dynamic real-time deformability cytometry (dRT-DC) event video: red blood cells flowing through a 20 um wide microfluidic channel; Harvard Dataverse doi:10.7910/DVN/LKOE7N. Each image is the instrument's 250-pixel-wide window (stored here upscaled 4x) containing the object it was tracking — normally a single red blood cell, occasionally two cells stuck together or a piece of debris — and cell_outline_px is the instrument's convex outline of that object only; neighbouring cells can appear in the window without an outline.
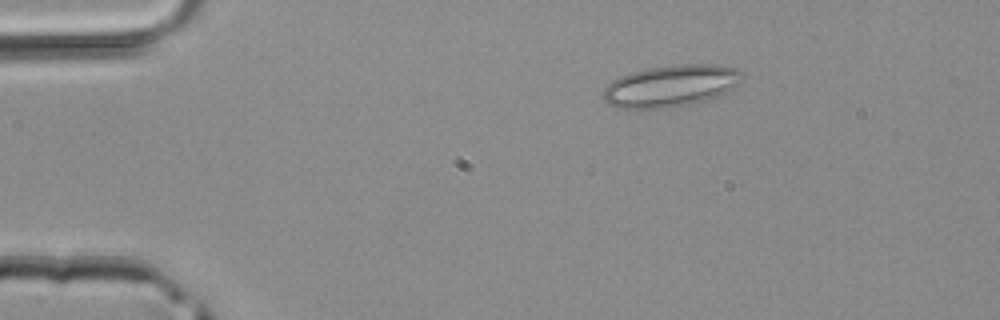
{"species": "common noctule bat (a hibernating species)", "species_latin": "Nyctalus noctula", "temperature_condition": "room temperature", "stored_images_in_passage": 3, "segment_of_instrument_passage": [1, 2], "camera_frame_rate_fps": 3000, "um_per_image_px": 0.085, "animal": {"sex": "male", "body_mass_g": 20.4}, "frame": {"image": 1, "passage_image": 1, "time_ms": 0.0, "image_size_px": [1000, 320], "cell_outline_px": [[744, 80], [740, 84], [716, 96], [692, 104], [676, 108], [636, 112], [616, 108], [608, 104], [604, 100], [604, 88], [612, 80], [620, 76], [632, 72], [652, 68], [684, 64], [716, 64], [736, 68], [744, 72]], "centroid_in_image_um": [57.0, 7.35], "position_along_channel_um": 28.0, "area_um2": 34.8}}